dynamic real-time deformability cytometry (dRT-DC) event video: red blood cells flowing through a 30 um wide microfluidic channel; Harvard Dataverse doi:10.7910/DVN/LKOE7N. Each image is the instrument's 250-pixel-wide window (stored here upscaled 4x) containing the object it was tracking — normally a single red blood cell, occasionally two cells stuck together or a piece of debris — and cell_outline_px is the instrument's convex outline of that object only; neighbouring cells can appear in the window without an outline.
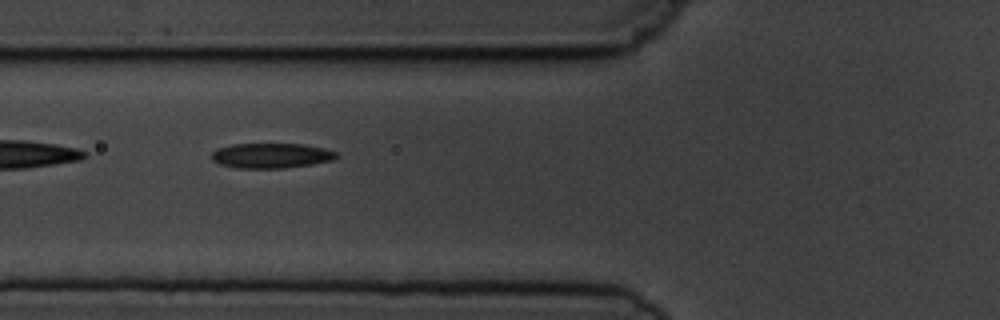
{"species": "common noctule bat (a hibernating species)", "species_latin": "Nyctalus noctula", "temperature_condition": "cold", "stored_images_in_passage": 3, "camera_frame_rate_fps": 3000, "um_per_image_px": 0.085, "animal": {"sex": "male", "body_mass_g": 19.5, "forearm_length_mm": 54.6}, "frame": {"image": 1, "passage_image": 2, "time_ms": 1.333, "image_size_px": [1000, 320], "cell_outline_px": [[336, 156], [332, 160], [312, 164], [284, 168], [236, 168], [220, 164], [212, 160], [212, 152], [216, 148], [232, 144], [304, 144], [324, 148], [336, 152]], "centroid_in_image_um": [23.01, 13.22], "position_along_channel_um": 102.8, "area_um2": 18.15}}
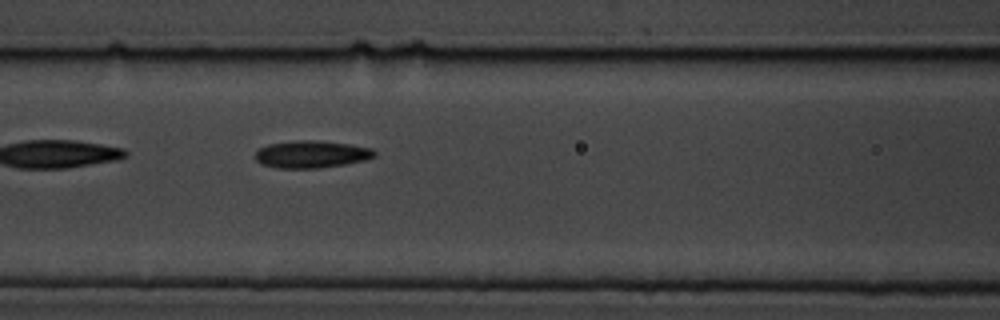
{"frame": {"image": 2, "passage_image": 3, "time_ms": 2.333, "image_size_px": [1000, 320], "cell_outline_px": [[376, 156], [364, 160], [344, 164], [320, 168], [276, 168], [260, 164], [252, 156], [260, 148], [268, 144], [296, 140], [316, 140], [348, 144], [372, 148], [376, 152]], "centroid_in_image_um": [26.43, 13.11], "position_along_channel_um": 140.2, "area_um2": 19.07}}